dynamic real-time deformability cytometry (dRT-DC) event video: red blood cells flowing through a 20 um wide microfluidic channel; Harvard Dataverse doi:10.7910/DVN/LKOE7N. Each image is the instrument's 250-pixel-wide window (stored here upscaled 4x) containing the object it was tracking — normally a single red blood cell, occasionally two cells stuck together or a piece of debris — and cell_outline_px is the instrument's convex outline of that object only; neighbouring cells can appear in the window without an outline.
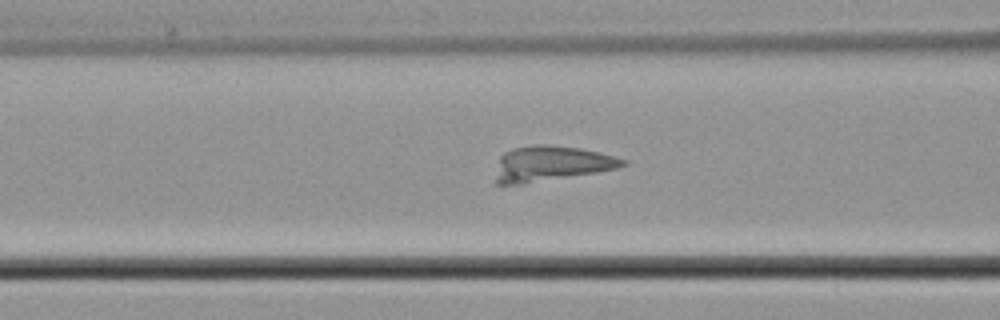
{"species": "common noctule bat (a hibernating species)", "species_latin": "Nyctalus noctula", "temperature_condition": "cold", "stored_images_in_passage": 55, "camera_frame_rate_fps": 3000, "um_per_image_px": 0.085, "animal": {"sex": "male", "body_mass_g": 21.5, "forearm_length_mm": 52.0}, "frame": {"image": 1, "passage_image": 24, "time_ms": 7.667, "image_size_px": [1000, 320], "cell_outline_px": [[628, 164], [616, 168], [596, 172], [524, 184], [496, 184], [496, 176], [500, 156], [504, 152], [512, 148], [532, 144], [544, 144], [580, 148], [628, 160]], "centroid_in_image_um": [46.82, 13.9], "position_along_channel_um": 119.8, "area_um2": 25.89}}
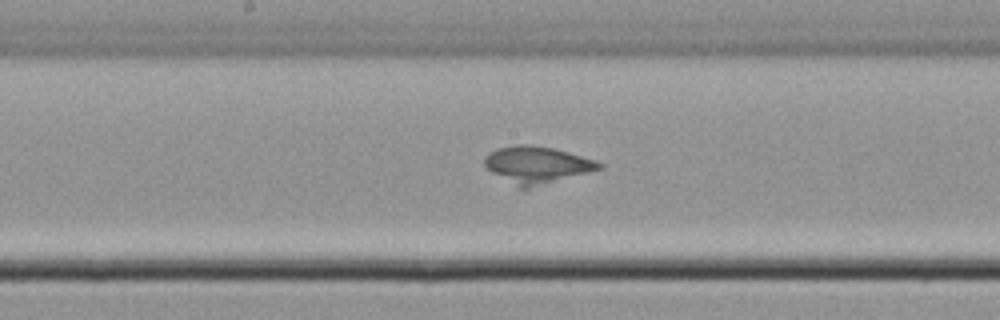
{"frame": {"image": 2, "passage_image": 30, "time_ms": 9.667, "image_size_px": [1000, 320], "cell_outline_px": [[604, 168], [528, 188], [520, 188], [492, 172], [484, 164], [484, 156], [488, 152], [496, 148], [520, 144], [532, 144], [552, 148], [568, 152], [596, 160], [604, 164]], "centroid_in_image_um": [45.64, 13.99], "position_along_channel_um": 202.6, "area_um2": 24.45}}
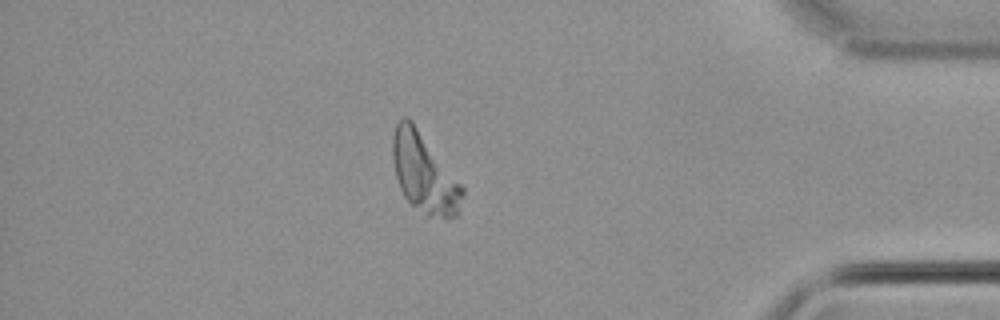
{"frame": {"image": 3, "passage_image": 47, "time_ms": 15.333, "image_size_px": [1000, 320], "cell_outline_px": [[464, 192], [460, 212], [456, 216], [424, 216], [404, 196], [400, 188], [396, 176], [392, 160], [392, 136], [396, 124], [404, 116], [408, 116], [412, 120], [464, 188]], "centroid_in_image_um": [36.04, 14.7], "position_along_channel_um": 399.2, "area_um2": 32.08}}